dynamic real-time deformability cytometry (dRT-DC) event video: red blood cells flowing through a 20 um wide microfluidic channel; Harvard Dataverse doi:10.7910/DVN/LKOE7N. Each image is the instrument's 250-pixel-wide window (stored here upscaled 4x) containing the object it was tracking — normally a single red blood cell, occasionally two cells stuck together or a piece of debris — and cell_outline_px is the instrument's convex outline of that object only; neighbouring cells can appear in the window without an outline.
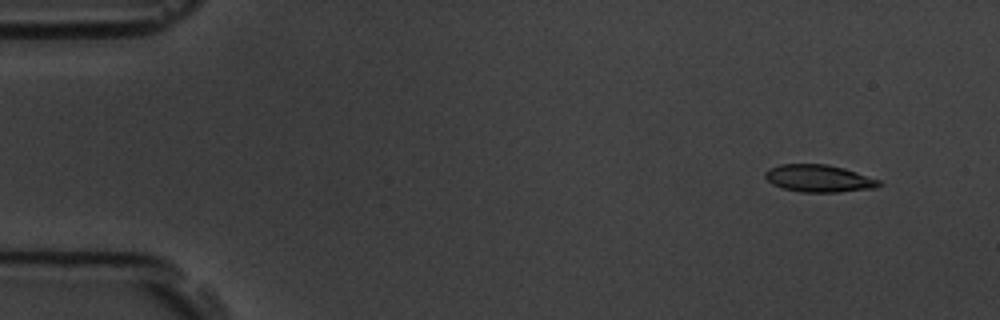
{"species": "common noctule bat (a hibernating species)", "species_latin": "Nyctalus noctula", "temperature_condition": "room temperature", "stored_images_in_passage": 5, "camera_frame_rate_fps": 3000, "um_per_image_px": 0.085, "animal": {"sex": "male", "body_mass_g": 19.5, "forearm_length_mm": 54.6}, "frame": {"image": 1, "passage_image": 2, "time_ms": 1.0, "image_size_px": [1000, 320], "cell_outline_px": [[884, 184], [876, 188], [840, 192], [800, 192], [784, 188], [772, 184], [764, 176], [764, 172], [768, 168], [780, 164], [828, 164], [844, 168], [880, 180]], "centroid_in_image_um": [69.61, 15.16], "position_along_channel_um": 15.4, "area_um2": 18.26}}
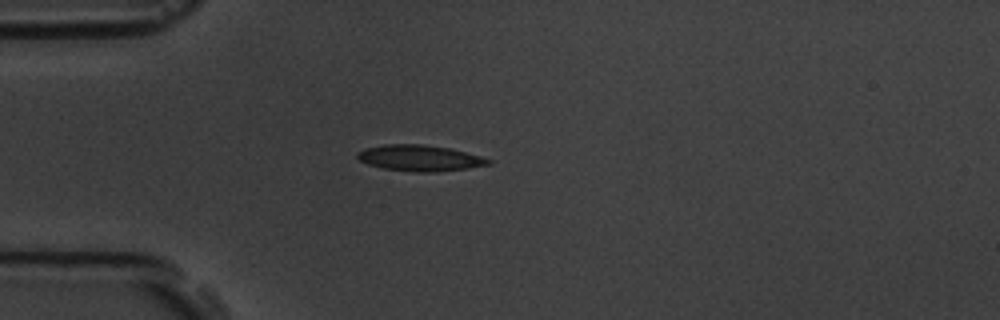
{"frame": {"image": 2, "passage_image": 5, "time_ms": 4.667, "image_size_px": [1000, 320], "cell_outline_px": [[492, 164], [468, 168], [432, 172], [416, 172], [384, 168], [368, 164], [360, 160], [356, 156], [356, 152], [364, 148], [384, 144], [424, 144], [448, 148], [480, 156], [492, 160]], "centroid_in_image_um": [35.65, 13.43], "position_along_channel_um": 49.3, "area_um2": 19.77}}